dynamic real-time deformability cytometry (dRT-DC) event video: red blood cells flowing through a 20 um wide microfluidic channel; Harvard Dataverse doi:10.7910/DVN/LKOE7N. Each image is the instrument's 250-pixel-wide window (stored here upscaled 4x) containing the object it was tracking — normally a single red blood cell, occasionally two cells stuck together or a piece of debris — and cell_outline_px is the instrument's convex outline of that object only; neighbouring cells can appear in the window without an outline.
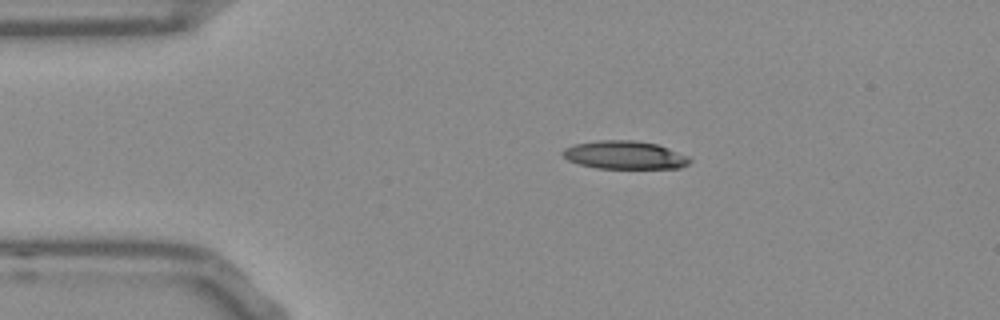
{"species": "Egyptian fruit bat (a non-hibernating species)", "species_latin": "Rousettus aegyptiacus", "temperature_condition": "room temperature", "stored_images_in_passage": 44, "camera_frame_rate_fps": 3000, "um_per_image_px": 0.085, "frame": {"image": 1, "passage_image": 1, "time_ms": 0.0, "image_size_px": [1000, 320], "cell_outline_px": [[692, 160], [688, 164], [680, 168], [596, 168], [580, 164], [568, 160], [560, 152], [564, 148], [576, 144], [600, 140], [632, 140], [656, 144], [688, 156]], "centroid_in_image_um": [53.09, 13.18], "position_along_channel_um": 31.9, "area_um2": 20.63}}
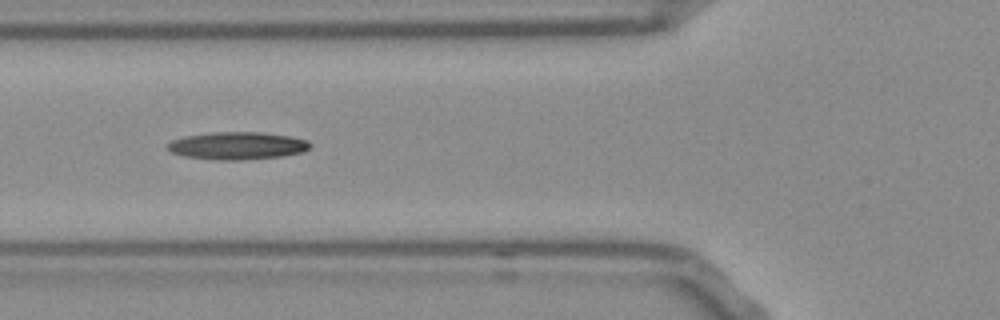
{"frame": {"image": 2, "passage_image": 10, "time_ms": 3.0, "image_size_px": [1000, 320], "cell_outline_px": [[312, 148], [304, 152], [280, 156], [240, 160], [220, 160], [184, 156], [172, 152], [164, 148], [172, 140], [184, 136], [212, 132], [260, 132], [288, 136], [308, 140], [312, 144]], "centroid_in_image_um": [20.18, 12.38], "position_along_channel_um": 105.6, "area_um2": 22.95}}
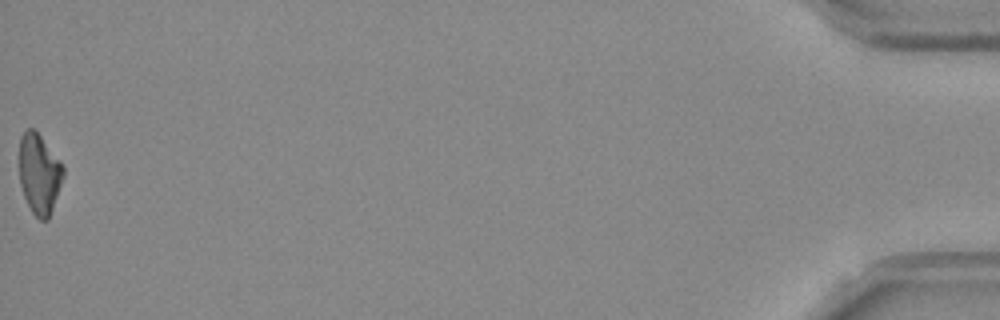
{"frame": {"image": 3, "passage_image": 44, "time_ms": 14.333, "image_size_px": [1000, 320], "cell_outline_px": [[64, 176], [48, 220], [40, 220], [32, 212], [24, 196], [20, 184], [20, 136], [28, 128], [32, 128], [40, 136], [60, 160], [64, 168]], "centroid_in_image_um": [3.34, 14.78], "position_along_channel_um": 431.9, "area_um2": 20.29}}